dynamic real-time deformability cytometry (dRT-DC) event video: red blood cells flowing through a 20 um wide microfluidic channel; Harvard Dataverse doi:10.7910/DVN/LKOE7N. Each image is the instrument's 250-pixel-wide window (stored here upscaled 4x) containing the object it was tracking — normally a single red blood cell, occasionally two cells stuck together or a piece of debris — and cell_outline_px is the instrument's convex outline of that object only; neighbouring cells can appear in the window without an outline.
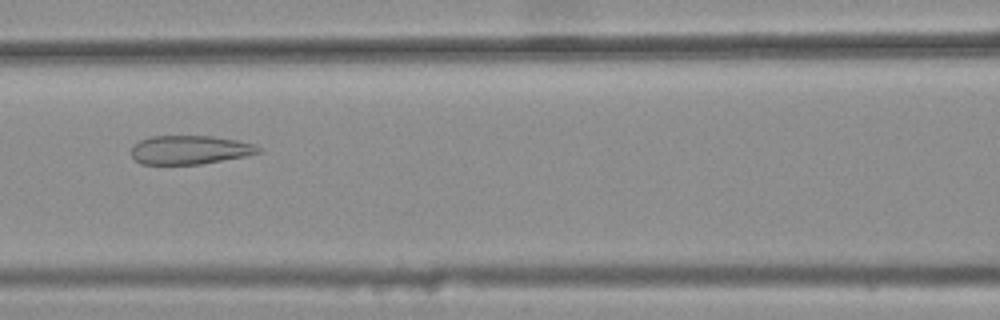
{"species": "common noctule bat (a hibernating species)", "species_latin": "Nyctalus noctula", "temperature_condition": "warm", "stored_images_in_passage": 36, "camera_frame_rate_fps": 3000, "um_per_image_px": 0.085, "animal": {"sex": "female", "body_mass_g": 25.1}, "frame": {"image": 1, "passage_image": 12, "time_ms": 3.667, "image_size_px": [1000, 320], "cell_outline_px": [[264, 148], [260, 152], [244, 156], [200, 164], [140, 164], [132, 156], [132, 148], [140, 140], [148, 136], [212, 136], [236, 140], [252, 144]], "centroid_in_image_um": [16.13, 12.73], "position_along_channel_um": 150.5, "area_um2": 21.15}}
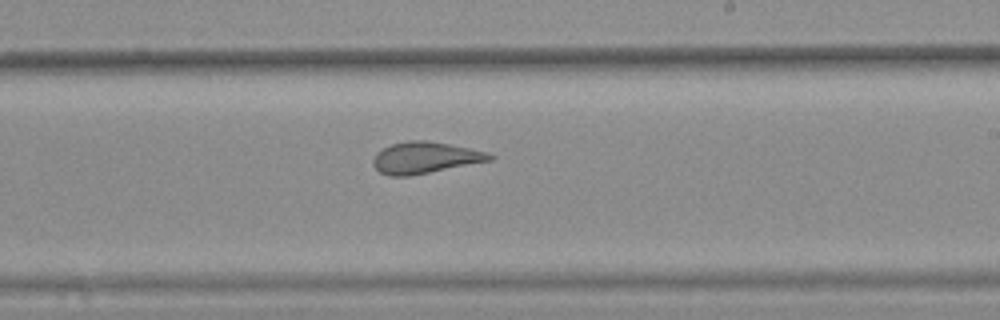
{"frame": {"image": 2, "passage_image": 20, "time_ms": 6.333, "image_size_px": [1000, 320], "cell_outline_px": [[496, 156], [492, 160], [408, 176], [388, 176], [380, 172], [372, 164], [372, 160], [376, 152], [392, 144], [408, 140], [428, 140], [488, 152]], "centroid_in_image_um": [36.11, 13.4], "position_along_channel_um": 252.9, "area_um2": 21.27}}
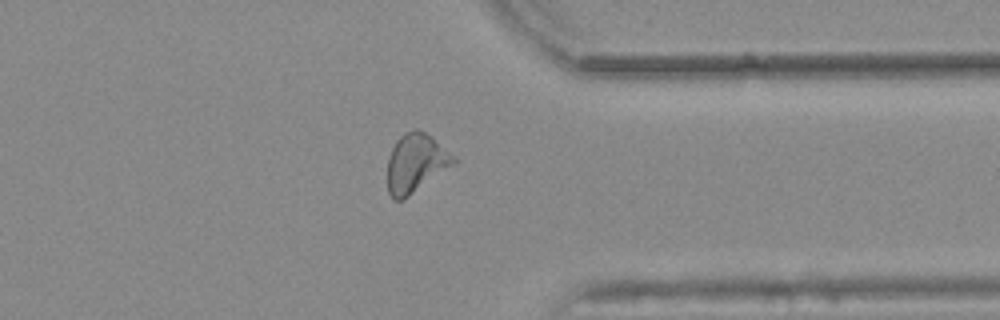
{"frame": {"image": 3, "passage_image": 30, "time_ms": 9.667, "image_size_px": [1000, 320], "cell_outline_px": [[456, 164], [404, 200], [392, 200], [388, 192], [388, 156], [396, 140], [404, 132], [416, 128], [432, 136], [456, 160]], "centroid_in_image_um": [35.32, 13.89], "position_along_channel_um": 376.1, "area_um2": 22.77}, "authors_computed_cell_mechanics": {"area_um2": 21.7906, "velocity_mm_per_s": 3.849, "shape_relaxation_time_tau1_ms": null, "shape_relaxation_time_tau2_ms": 1.5847, "deformation_change_tau1": null, "deformation_change_tau2": 0.1005}}